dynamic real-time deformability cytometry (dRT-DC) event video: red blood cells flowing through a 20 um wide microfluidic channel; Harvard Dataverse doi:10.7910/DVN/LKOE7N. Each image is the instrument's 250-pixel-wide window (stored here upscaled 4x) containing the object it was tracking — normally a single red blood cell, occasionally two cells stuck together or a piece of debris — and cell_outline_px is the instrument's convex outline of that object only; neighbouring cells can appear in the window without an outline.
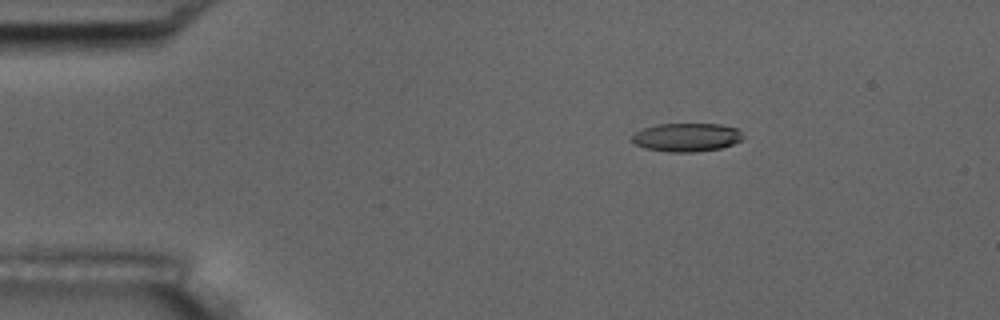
{"species": "common noctule bat (a hibernating species)", "species_latin": "Nyctalus noctula", "temperature_condition": "room temperature", "stored_images_in_passage": 4, "segment_of_instrument_passage": [1, 2], "camera_frame_rate_fps": 3000, "um_per_image_px": 0.085, "animal": {"sex": "male", "body_mass_g": 17.5, "forearm_length_mm": 52.3}, "frame": {"image": 1, "passage_image": 2, "time_ms": 1.333, "image_size_px": [1000, 320], "cell_outline_px": [[744, 140], [720, 148], [696, 152], [668, 152], [644, 148], [636, 144], [632, 140], [632, 136], [636, 132], [644, 128], [656, 124], [720, 124], [736, 128], [744, 136]], "centroid_in_image_um": [58.38, 11.67], "position_along_channel_um": 26.6, "area_um2": 18.44}}